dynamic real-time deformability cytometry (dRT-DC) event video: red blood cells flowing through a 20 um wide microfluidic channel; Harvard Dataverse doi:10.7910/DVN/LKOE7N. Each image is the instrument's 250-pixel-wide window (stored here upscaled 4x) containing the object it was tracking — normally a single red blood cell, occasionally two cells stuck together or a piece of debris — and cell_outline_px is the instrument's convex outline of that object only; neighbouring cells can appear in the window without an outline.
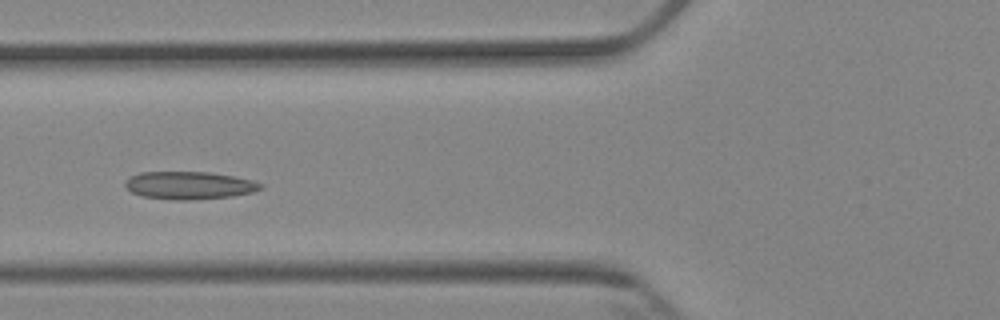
{"species": "Egyptian fruit bat (a non-hibernating species)", "species_latin": "Rousettus aegyptiacus", "temperature_condition": "cold", "stored_images_in_passage": 7, "camera_frame_rate_fps": 3000, "um_per_image_px": 0.085, "animal": {"sex": "female"}, "frame": {"image": 1, "passage_image": 5, "time_ms": 5.333, "image_size_px": [1000, 320], "cell_outline_px": [[264, 188], [252, 192], [232, 196], [188, 200], [172, 200], [140, 196], [132, 192], [124, 184], [128, 176], [140, 172], [208, 172], [232, 176], [252, 180], [264, 184]], "centroid_in_image_um": [16.07, 15.75], "position_along_channel_um": 109.7, "area_um2": 21.96}}
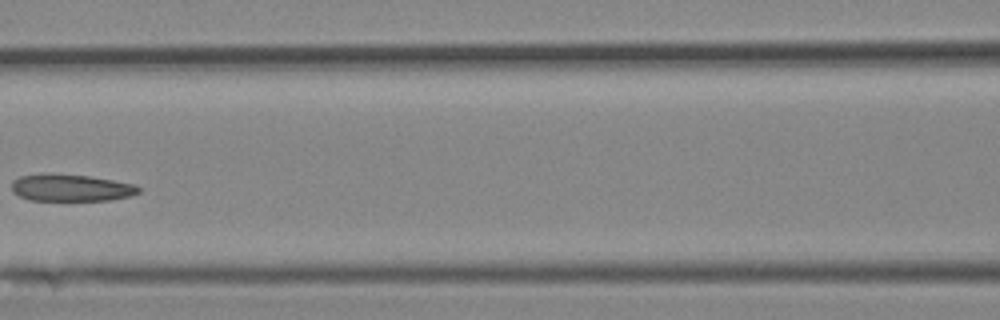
{"frame": {"image": 2, "passage_image": 6, "time_ms": 6.667, "image_size_px": [1000, 320], "cell_outline_px": [[140, 192], [132, 196], [112, 200], [28, 200], [12, 192], [12, 180], [20, 176], [44, 172], [88, 176], [112, 180], [132, 184], [140, 188]], "centroid_in_image_um": [5.99, 15.95], "position_along_channel_um": 160.6, "area_um2": 20.17}}
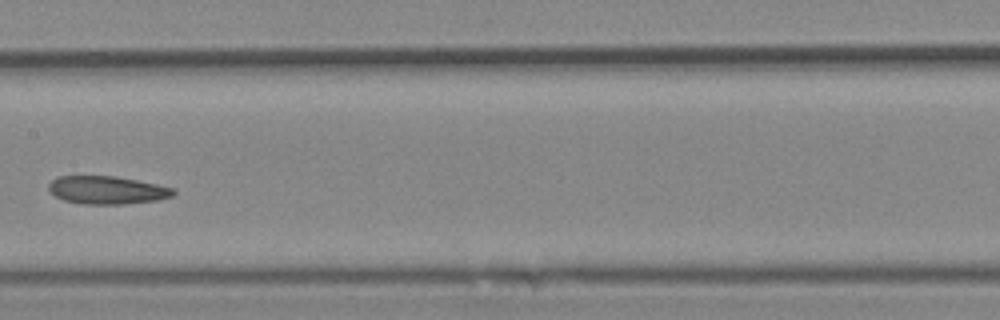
{"frame": {"image": 3, "passage_image": 7, "time_ms": 7.667, "image_size_px": [1000, 320], "cell_outline_px": [[176, 192], [172, 196], [156, 200], [124, 204], [84, 204], [64, 200], [56, 196], [48, 188], [48, 184], [56, 176], [116, 176], [176, 188]], "centroid_in_image_um": [9.11, 16.15], "position_along_channel_um": 198.3, "area_um2": 20.29}}